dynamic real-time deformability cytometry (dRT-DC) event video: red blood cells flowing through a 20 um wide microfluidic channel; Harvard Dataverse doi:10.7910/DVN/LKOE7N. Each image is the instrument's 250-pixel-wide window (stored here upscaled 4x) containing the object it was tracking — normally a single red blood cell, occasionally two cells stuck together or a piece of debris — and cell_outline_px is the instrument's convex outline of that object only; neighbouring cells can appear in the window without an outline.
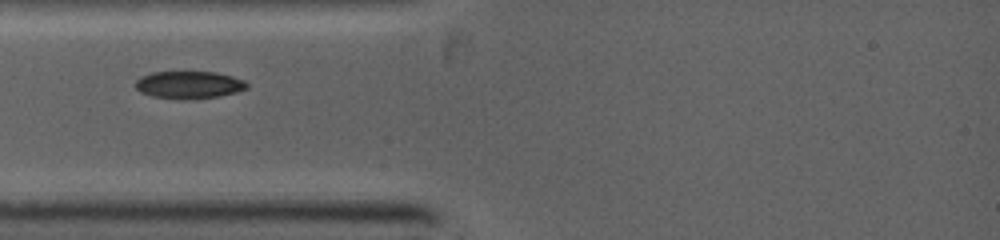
{"species": "common noctule bat (a hibernating species)", "species_latin": "Nyctalus noctula", "temperature_condition": "warm", "stored_images_in_passage": 30, "camera_frame_rate_fps": 5000, "um_per_image_px": 0.085, "animal": {"sex": "female", "body_mass_g": 19.0, "forearm_length_mm": 53.3}, "frame": {"image": 1, "passage_image": 1, "time_ms": 0.0, "image_size_px": [1000, 240], "cell_outline_px": [[248, 88], [236, 92], [216, 96], [180, 100], [152, 96], [140, 92], [136, 88], [136, 80], [140, 76], [152, 72], [216, 72], [232, 76], [244, 80], [248, 84]], "centroid_in_image_um": [16.04, 7.21], "position_along_channel_um": 69.0, "area_um2": 17.8}}
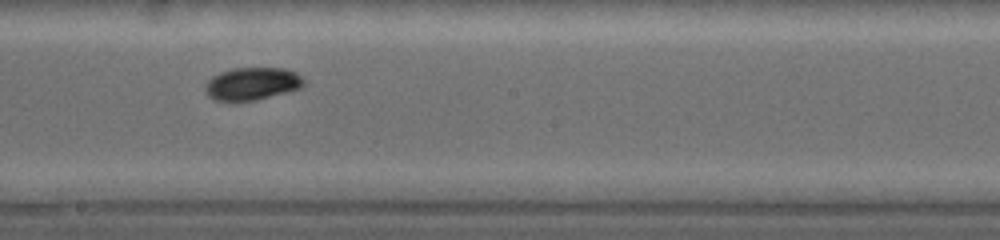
{"frame": {"image": 2, "passage_image": 13, "time_ms": 3.4, "image_size_px": [1000, 240], "cell_outline_px": [[304, 84], [300, 88], [256, 100], [216, 100], [208, 96], [204, 92], [204, 84], [212, 76], [220, 72], [232, 68], [284, 68], [296, 72], [304, 80]], "centroid_in_image_um": [21.39, 7.1], "position_along_channel_um": 226.8, "area_um2": 18.67}}
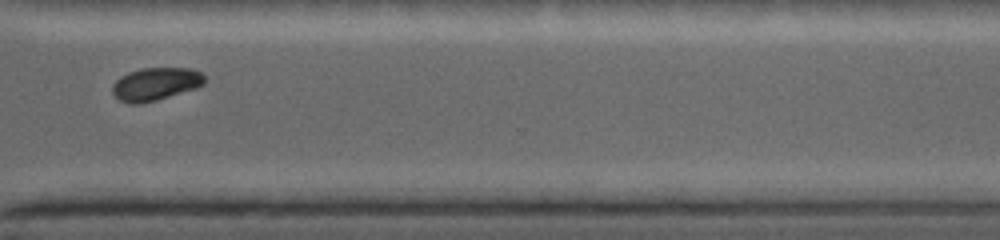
{"frame": {"image": 3, "passage_image": 23, "time_ms": 6.2, "image_size_px": [1000, 240], "cell_outline_px": [[204, 84], [196, 88], [156, 100], [140, 104], [128, 104], [120, 100], [112, 92], [112, 84], [120, 76], [128, 72], [140, 68], [192, 68], [200, 72], [204, 76]], "centroid_in_image_um": [13.2, 7.13], "position_along_channel_um": 357.4, "area_um2": 17.69}}